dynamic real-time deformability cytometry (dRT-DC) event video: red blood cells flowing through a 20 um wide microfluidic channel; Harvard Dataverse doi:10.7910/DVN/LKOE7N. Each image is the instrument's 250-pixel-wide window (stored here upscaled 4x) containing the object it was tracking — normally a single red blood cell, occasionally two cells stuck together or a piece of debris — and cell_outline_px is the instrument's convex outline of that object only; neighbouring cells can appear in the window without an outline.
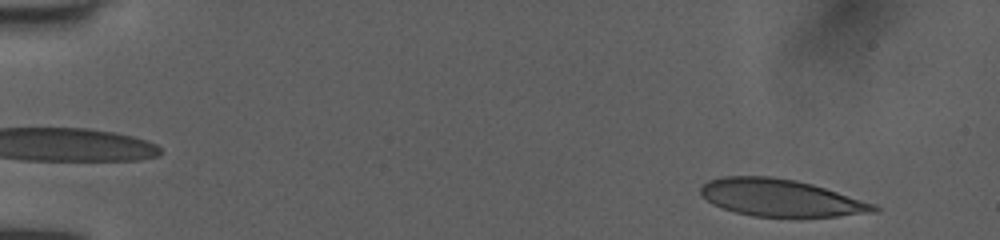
{"species": "human", "species_latin": "Homo sapiens", "temperature_condition": "room temperature", "stored_images_in_passage": 49, "camera_frame_rate_fps": 3000, "um_per_image_px": 0.085, "donor": {"sex": "female"}, "frame": {"image": 1, "passage_image": 3, "time_ms": 0.667, "image_size_px": [1000, 240], "cell_outline_px": [[880, 212], [836, 216], [752, 216], [736, 212], [712, 204], [700, 192], [700, 188], [708, 180], [724, 176], [772, 176], [796, 180], [812, 184], [876, 204], [880, 208]], "centroid_in_image_um": [66.38, 16.8], "position_along_channel_um": 18.6, "area_um2": 37.28}}
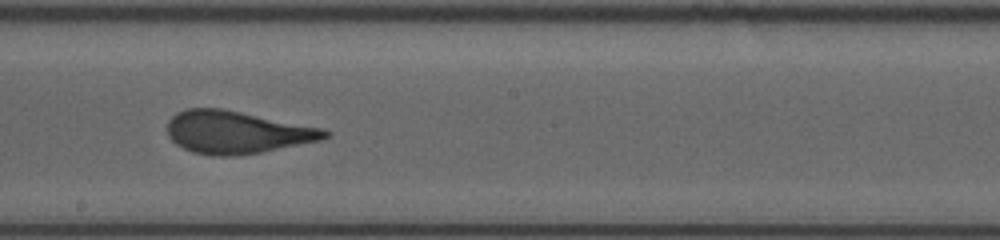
{"frame": {"image": 2, "passage_image": 28, "time_ms": 9.0, "image_size_px": [1000, 240], "cell_outline_px": [[332, 132], [324, 140], [260, 152], [236, 156], [212, 156], [192, 152], [176, 144], [168, 136], [168, 120], [176, 112], [188, 108], [220, 108], [324, 128]], "centroid_in_image_um": [20.14, 11.24], "position_along_channel_um": 228.1, "area_um2": 39.19}}
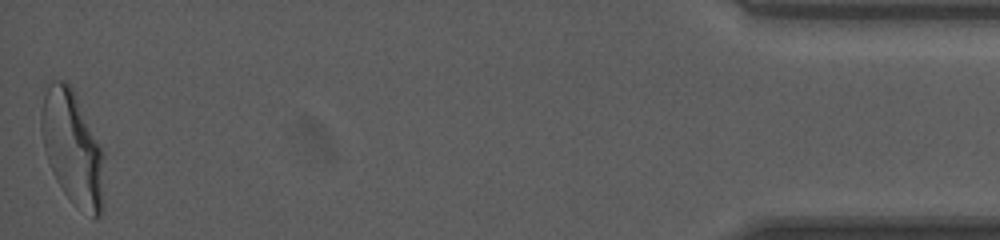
{"frame": {"image": 3, "passage_image": 49, "time_ms": 16.0, "image_size_px": [1000, 240], "cell_outline_px": [[104, 208], [100, 216], [96, 220], [92, 220], [76, 208], [72, 204], [56, 180], [52, 172], [44, 148], [40, 128], [40, 112], [44, 96], [48, 84], [52, 80], [68, 80], [104, 152]], "centroid_in_image_um": [6.19, 12.67], "position_along_channel_um": 429.0, "area_um2": 42.6}, "authors_computed_cell_mechanics": {"area_um2": 39.0728, "velocity_mm_per_s": 4.0448, "shape_relaxation_time_tau1_ms": 5.6949, "shape_relaxation_time_tau2_ms": 0.8055, "deformation_change_tau1": 0.2203, "deformation_change_tau2": 0.0734}}